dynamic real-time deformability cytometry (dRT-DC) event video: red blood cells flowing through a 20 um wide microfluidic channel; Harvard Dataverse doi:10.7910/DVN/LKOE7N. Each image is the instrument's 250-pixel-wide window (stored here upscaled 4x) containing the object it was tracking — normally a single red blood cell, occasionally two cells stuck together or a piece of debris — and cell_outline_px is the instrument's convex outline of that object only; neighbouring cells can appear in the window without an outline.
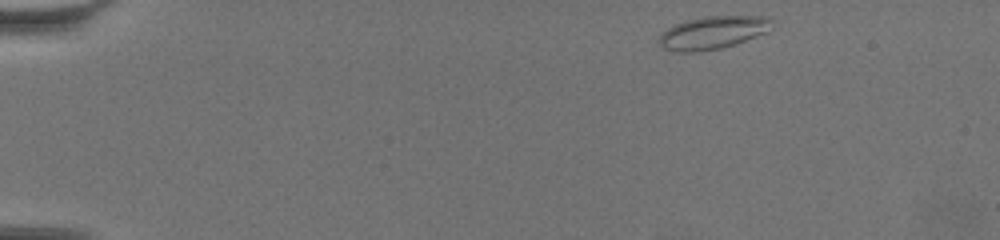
{"species": "common noctule bat (a hibernating species)", "species_latin": "Nyctalus noctula", "temperature_condition": "warm", "stored_images_in_passage": 54, "camera_frame_rate_fps": 3000, "um_per_image_px": 0.085, "animal": {"sex": "female", "body_mass_g": 19.5, "forearm_length_mm": 54.1}, "frame": {"image": 1, "passage_image": 1, "time_ms": 0.0, "image_size_px": [1000, 240], "cell_outline_px": [[772, 20], [768, 32], [720, 48], [700, 52], [676, 52], [664, 48], [656, 40], [668, 28], [676, 24], [688, 20], [704, 16], [768, 16]], "centroid_in_image_um": [60.57, 2.77], "position_along_channel_um": 24.4, "area_um2": 21.39}}
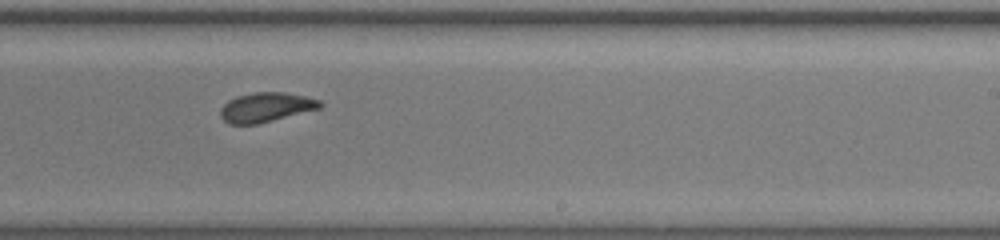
{"frame": {"image": 2, "passage_image": 32, "time_ms": 10.333, "image_size_px": [1000, 240], "cell_outline_px": [[324, 104], [320, 108], [256, 124], [228, 124], [220, 116], [220, 108], [228, 100], [236, 96], [256, 92], [284, 92], [304, 96], [320, 100]], "centroid_in_image_um": [22.58, 9.11], "position_along_channel_um": 266.4, "area_um2": 16.99}}
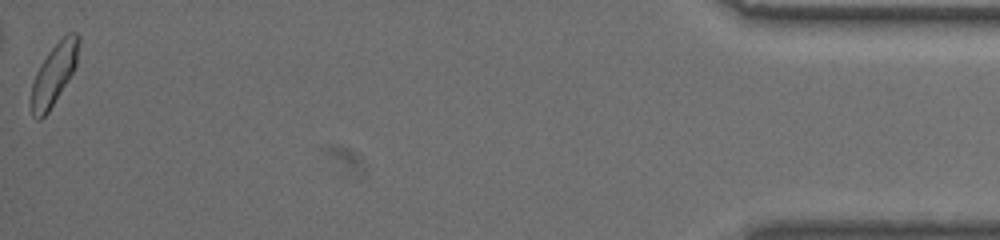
{"frame": {"image": 3, "passage_image": 54, "time_ms": 17.667, "image_size_px": [1000, 240], "cell_outline_px": [[80, 40], [76, 64], [68, 80], [48, 112], [40, 120], [36, 120], [32, 116], [32, 84], [36, 72], [40, 64], [48, 52], [68, 32], [76, 32], [80, 36]], "centroid_in_image_um": [4.6, 6.29], "position_along_channel_um": 430.6, "area_um2": 16.65}, "authors_computed_cell_mechanics": {"area_um2": 17.3689, "velocity_mm_per_s": 3.4107, "shape_relaxation_time_tau1_ms": 4.5368, "shape_relaxation_time_tau2_ms": 1.9577, "deformation_change_tau1": 0.1197, "deformation_change_tau2": 0.0644}}